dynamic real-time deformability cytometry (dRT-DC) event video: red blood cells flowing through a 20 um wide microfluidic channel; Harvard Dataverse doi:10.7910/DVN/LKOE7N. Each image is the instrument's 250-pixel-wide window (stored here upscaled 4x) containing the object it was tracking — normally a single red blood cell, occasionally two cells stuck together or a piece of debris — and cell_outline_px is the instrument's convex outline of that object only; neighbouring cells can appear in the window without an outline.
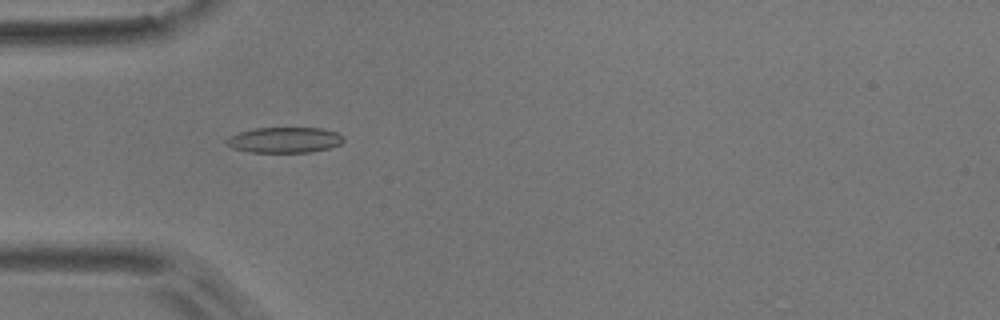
{"species": "common noctule bat (a hibernating species)", "species_latin": "Nyctalus noctula", "temperature_condition": "room temperature", "stored_images_in_passage": 5, "camera_frame_rate_fps": 3000, "um_per_image_px": 0.085, "animal": {"sex": "male", "body_mass_g": 17.9}, "frame": {"image": 1, "passage_image": 4, "time_ms": 1.0, "image_size_px": [1000, 320], "cell_outline_px": [[344, 140], [340, 144], [328, 148], [312, 152], [248, 152], [232, 148], [224, 140], [228, 136], [252, 128], [320, 128], [336, 132], [344, 136]], "centroid_in_image_um": [24.16, 11.89], "position_along_channel_um": 60.8, "area_um2": 17.51}}
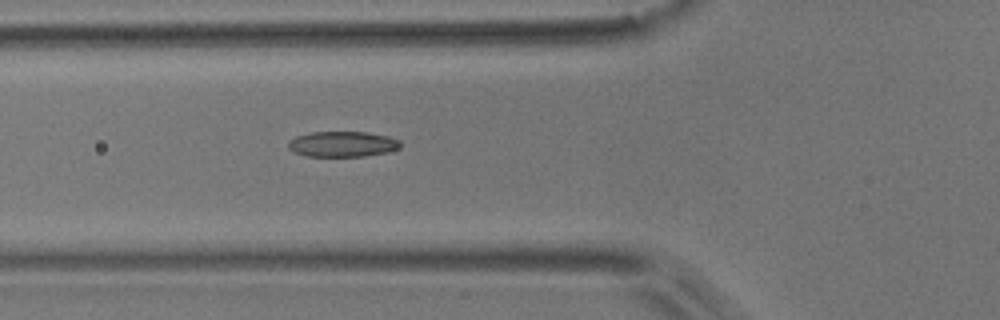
{"frame": {"image": 2, "passage_image": 5, "time_ms": 1.333, "image_size_px": [1000, 320], "cell_outline_px": [[400, 148], [388, 152], [364, 156], [308, 156], [296, 152], [288, 148], [288, 140], [296, 136], [312, 132], [368, 132], [388, 136], [400, 140]], "centroid_in_image_um": [29.13, 12.24], "position_along_channel_um": 96.7, "area_um2": 16.65}}